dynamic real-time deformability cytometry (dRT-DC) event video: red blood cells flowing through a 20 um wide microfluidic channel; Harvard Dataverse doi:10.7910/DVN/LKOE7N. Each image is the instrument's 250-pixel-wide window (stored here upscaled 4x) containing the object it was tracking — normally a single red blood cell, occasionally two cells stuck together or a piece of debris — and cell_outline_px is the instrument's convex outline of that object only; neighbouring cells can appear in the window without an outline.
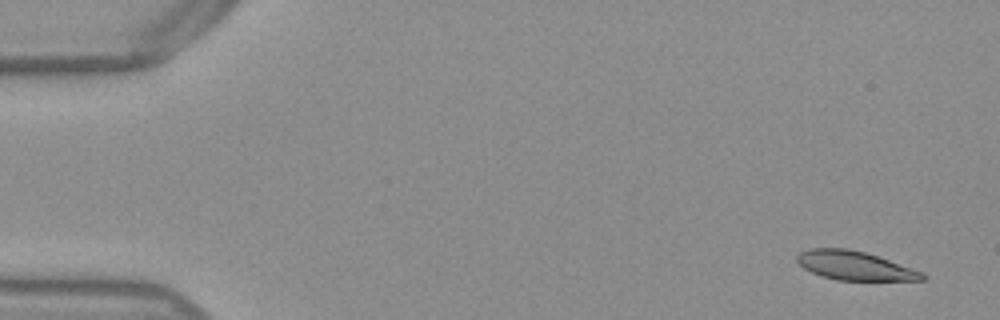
{"species": "Egyptian fruit bat (a non-hibernating species)", "species_latin": "Rousettus aegyptiacus", "temperature_condition": "warm", "stored_images_in_passage": 53, "camera_frame_rate_fps": 3000, "um_per_image_px": 0.085, "frame": {"image": 1, "passage_image": 3, "time_ms": 0.667, "image_size_px": [1000, 320], "cell_outline_px": [[928, 276], [924, 280], [836, 280], [820, 276], [804, 268], [796, 260], [796, 256], [800, 252], [808, 248], [848, 248], [864, 252], [924, 272]], "centroid_in_image_um": [72.64, 22.58], "position_along_channel_um": 12.4, "area_um2": 21.04}}
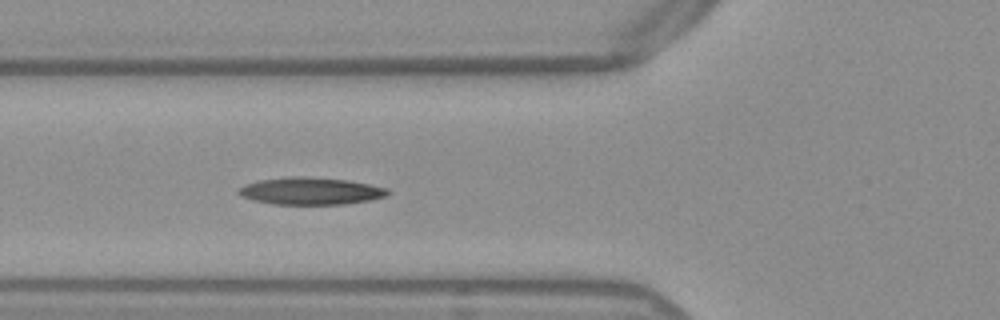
{"frame": {"image": 2, "passage_image": 20, "time_ms": 6.333, "image_size_px": [1000, 320], "cell_outline_px": [[392, 192], [384, 196], [368, 200], [344, 204], [272, 204], [252, 200], [240, 196], [236, 192], [244, 184], [260, 180], [284, 176], [304, 176], [348, 180], [388, 188]], "centroid_in_image_um": [26.36, 16.23], "position_along_channel_um": 99.4, "area_um2": 23.76}}
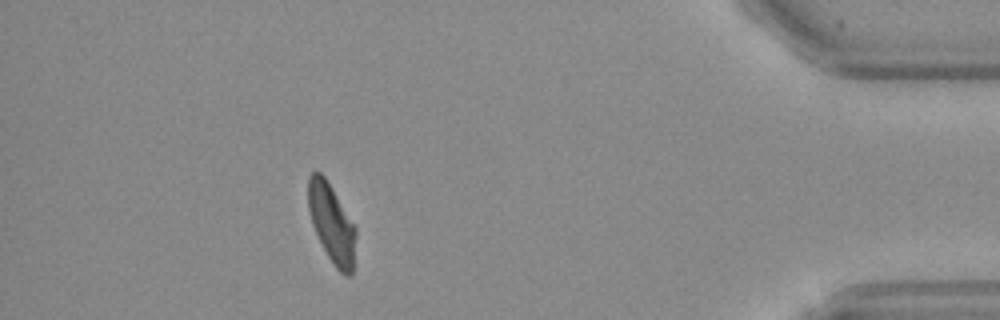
{"frame": {"image": 3, "passage_image": 48, "time_ms": 15.667, "image_size_px": [1000, 320], "cell_outline_px": [[356, 236], [352, 276], [344, 276], [336, 268], [328, 256], [312, 224], [308, 208], [308, 176], [312, 172], [320, 172], [324, 176], [356, 228]], "centroid_in_image_um": [28.19, 19.01], "position_along_channel_um": 407.0, "area_um2": 21.5}, "authors_computed_cell_mechanics": {"area_um2": 22.6576, "velocity_mm_per_s": 3.8333, "shape_relaxation_time_tau1_ms": 6.2059, "shape_relaxation_time_tau2_ms": 4.0814, "deformation_change_tau1": 0.2158, "deformation_change_tau2": 0.1235}}